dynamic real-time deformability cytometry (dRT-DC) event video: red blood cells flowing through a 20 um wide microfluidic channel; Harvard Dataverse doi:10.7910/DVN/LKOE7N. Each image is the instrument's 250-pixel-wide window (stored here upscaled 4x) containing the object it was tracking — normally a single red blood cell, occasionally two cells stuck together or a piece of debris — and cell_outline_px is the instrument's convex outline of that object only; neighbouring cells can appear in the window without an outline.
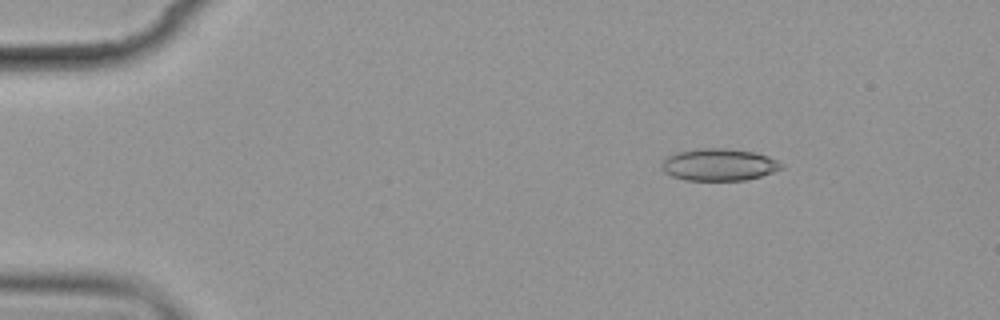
{"species": "common noctule bat (a hibernating species)", "species_latin": "Nyctalus noctula", "temperature_condition": "cold", "stored_images_in_passage": 8, "camera_frame_rate_fps": 3000, "um_per_image_px": 0.085, "animal": {"sex": "female", "body_mass_g": 19.9}, "frame": {"image": 1, "passage_image": 3, "time_ms": 2.333, "image_size_px": [1000, 320], "cell_outline_px": [[784, 168], [760, 176], [744, 180], [688, 180], [672, 176], [664, 172], [660, 168], [660, 164], [664, 156], [676, 152], [700, 148], [724, 148], [752, 152], [768, 156], [784, 164]], "centroid_in_image_um": [61.06, 13.99], "position_along_channel_um": 23.9, "area_um2": 22.48}}
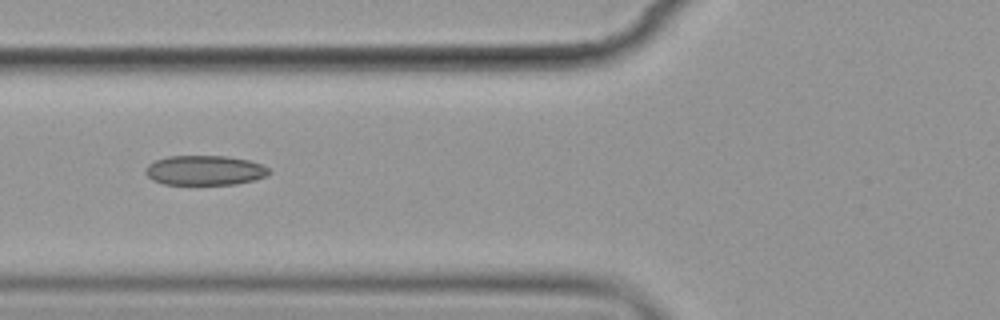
{"frame": {"image": 2, "passage_image": 7, "time_ms": 7.0, "image_size_px": [1000, 320], "cell_outline_px": [[272, 172], [268, 176], [236, 184], [164, 184], [152, 180], [144, 172], [144, 168], [148, 164], [156, 160], [168, 156], [228, 156], [248, 160], [260, 164], [268, 168]], "centroid_in_image_um": [17.39, 14.47], "position_along_channel_um": 108.4, "area_um2": 21.44}}
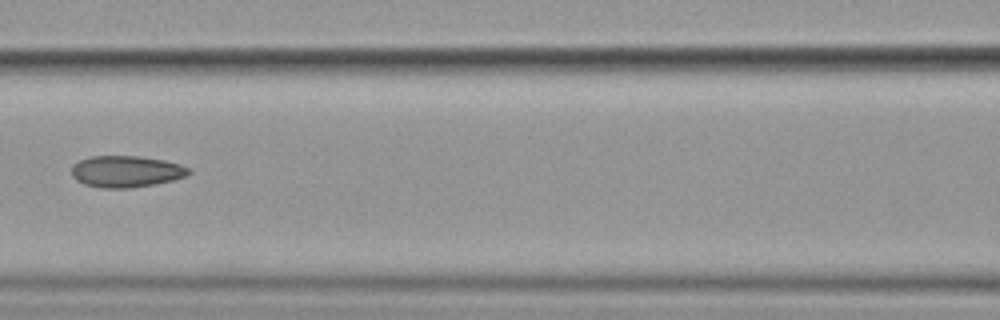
{"frame": {"image": 3, "passage_image": 8, "time_ms": 8.333, "image_size_px": [1000, 320], "cell_outline_px": [[192, 172], [188, 176], [156, 184], [128, 188], [100, 188], [84, 184], [76, 180], [72, 176], [72, 164], [80, 160], [92, 156], [140, 156], [164, 160], [180, 164], [188, 168]], "centroid_in_image_um": [10.73, 14.58], "position_along_channel_um": 155.9, "area_um2": 21.68}}